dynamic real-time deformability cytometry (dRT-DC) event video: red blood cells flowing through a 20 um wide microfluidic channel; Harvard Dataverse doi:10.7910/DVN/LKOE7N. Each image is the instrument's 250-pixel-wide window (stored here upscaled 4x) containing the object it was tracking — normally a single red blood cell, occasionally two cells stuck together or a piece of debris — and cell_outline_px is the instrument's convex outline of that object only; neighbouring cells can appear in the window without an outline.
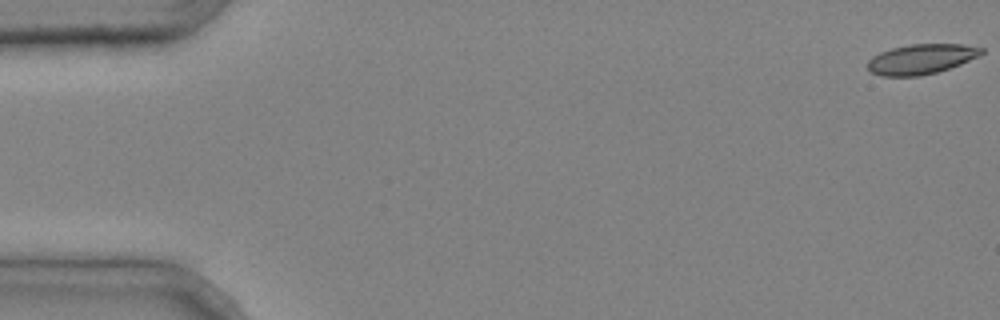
{"species": "common noctule bat (a hibernating species)", "species_latin": "Nyctalus noctula", "temperature_condition": "cold", "stored_images_in_passage": 4, "camera_frame_rate_fps": 3000, "um_per_image_px": 0.085, "animal": {"sex": "male", "body_mass_g": 20.4}, "frame": {"image": 1, "passage_image": 1, "time_ms": 0.0, "image_size_px": [1000, 320], "cell_outline_px": [[984, 52], [960, 64], [936, 72], [920, 76], [880, 76], [872, 72], [868, 68], [868, 60], [872, 56], [880, 52], [892, 48], [912, 44], [960, 44], [984, 48]], "centroid_in_image_um": [78.26, 5.02], "position_along_channel_um": 6.7, "area_um2": 19.65}}
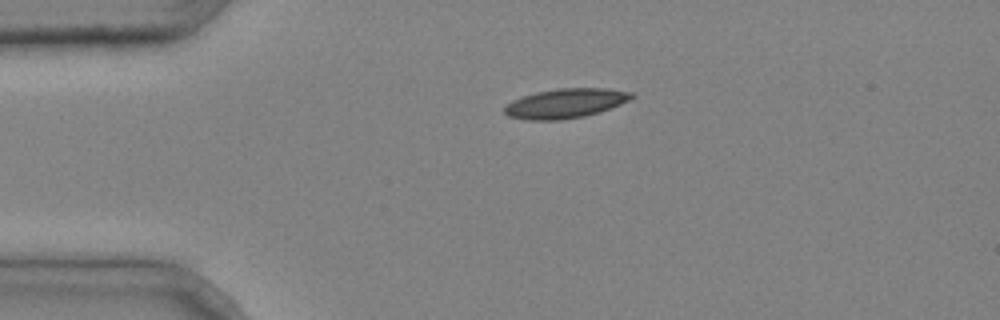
{"frame": {"image": 2, "passage_image": 4, "time_ms": 1.0, "image_size_px": [1000, 320], "cell_outline_px": [[636, 96], [620, 104], [584, 116], [560, 120], [524, 120], [508, 116], [504, 112], [504, 108], [512, 100], [536, 92], [560, 88], [604, 88], [632, 92]], "centroid_in_image_um": [48.04, 8.78], "position_along_channel_um": 37.0, "area_um2": 21.62}}